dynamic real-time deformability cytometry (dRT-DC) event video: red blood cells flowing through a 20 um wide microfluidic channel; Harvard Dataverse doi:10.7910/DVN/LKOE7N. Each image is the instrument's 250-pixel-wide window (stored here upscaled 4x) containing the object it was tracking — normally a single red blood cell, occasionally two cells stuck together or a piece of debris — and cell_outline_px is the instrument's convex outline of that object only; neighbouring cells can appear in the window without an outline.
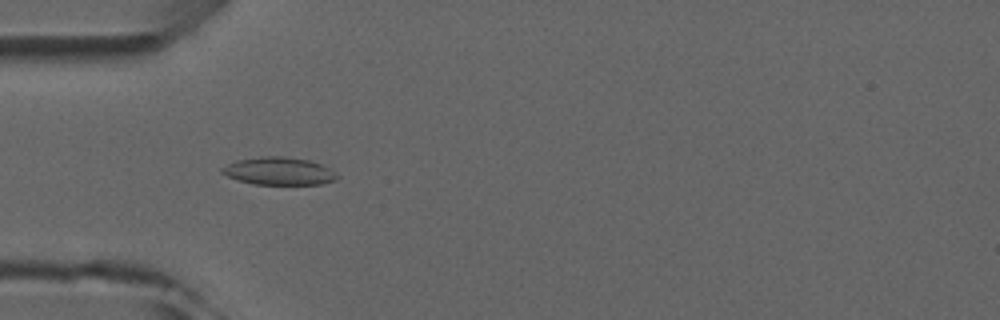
{"species": "common noctule bat (a hibernating species)", "species_latin": "Nyctalus noctula", "temperature_condition": "room temperature", "stored_images_in_passage": 5, "camera_frame_rate_fps": 3000, "um_per_image_px": 0.085, "animal": {"sex": "male", "forearm_length_mm": 52.5}, "frame": {"image": 1, "passage_image": 4, "time_ms": 4.333, "image_size_px": [1000, 320], "cell_outline_px": [[340, 176], [336, 180], [320, 184], [256, 184], [240, 180], [228, 176], [220, 172], [220, 168], [236, 160], [260, 156], [288, 156], [312, 160], [332, 168]], "centroid_in_image_um": [23.77, 14.52], "position_along_channel_um": 61.2, "area_um2": 18.84}}
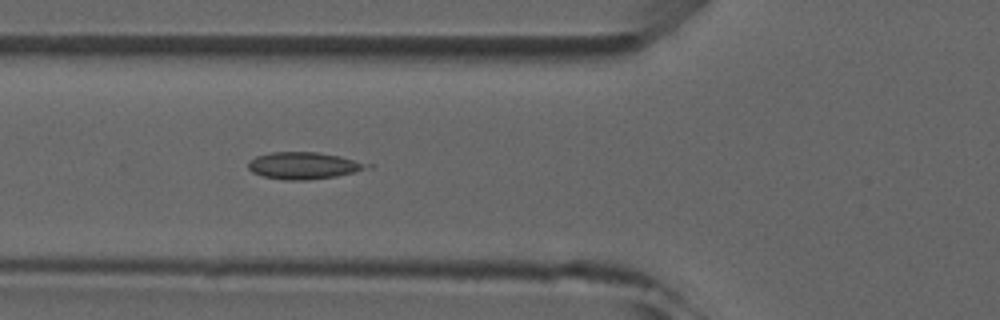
{"frame": {"image": 2, "passage_image": 5, "time_ms": 5.333, "image_size_px": [1000, 320], "cell_outline_px": [[372, 168], [336, 176], [308, 180], [284, 180], [264, 176], [252, 172], [248, 168], [248, 164], [256, 156], [272, 152], [316, 152], [340, 156], [372, 164]], "centroid_in_image_um": [25.86, 14.08], "position_along_channel_um": 99.9, "area_um2": 18.61}}